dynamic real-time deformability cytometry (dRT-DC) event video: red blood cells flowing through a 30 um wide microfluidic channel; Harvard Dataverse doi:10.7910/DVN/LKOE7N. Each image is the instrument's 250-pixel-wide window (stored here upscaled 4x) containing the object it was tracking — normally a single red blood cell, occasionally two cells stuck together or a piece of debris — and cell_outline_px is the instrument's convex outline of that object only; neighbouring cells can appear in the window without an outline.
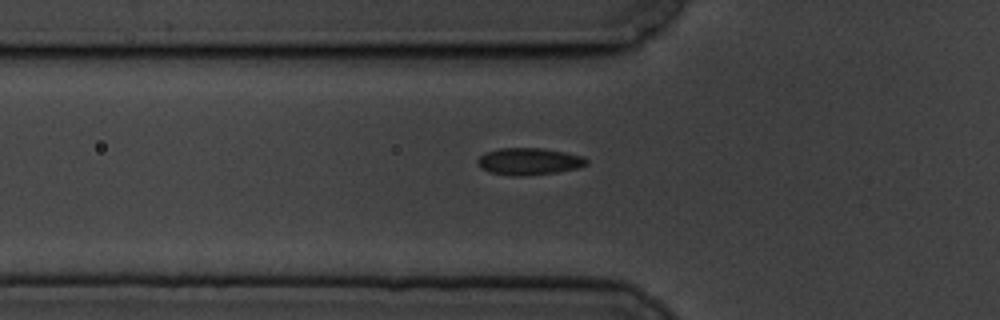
{"species": "common noctule bat (a hibernating species)", "species_latin": "Nyctalus noctula", "temperature_condition": "cold", "stored_images_in_passage": 8, "camera_frame_rate_fps": 3000, "um_per_image_px": 0.085, "animal": {"sex": "male", "body_mass_g": 19.5, "forearm_length_mm": 54.6}, "frame": {"image": 1, "passage_image": 8, "time_ms": 8.333, "image_size_px": [1000, 320], "cell_outline_px": [[588, 164], [576, 168], [556, 172], [512, 176], [488, 172], [480, 168], [476, 160], [484, 152], [500, 148], [544, 148], [584, 156], [588, 160]], "centroid_in_image_um": [44.93, 13.71], "position_along_channel_um": 80.9, "area_um2": 17.11}}